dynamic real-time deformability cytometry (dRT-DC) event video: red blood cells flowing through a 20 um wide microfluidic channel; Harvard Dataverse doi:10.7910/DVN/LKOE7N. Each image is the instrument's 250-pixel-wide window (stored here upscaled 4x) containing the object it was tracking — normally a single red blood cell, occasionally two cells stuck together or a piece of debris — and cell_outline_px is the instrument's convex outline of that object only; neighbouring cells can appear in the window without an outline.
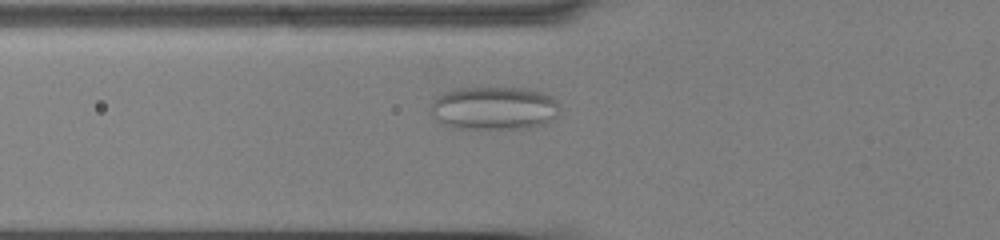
{"species": "common noctule bat (a hibernating species)", "species_latin": "Nyctalus noctula", "temperature_condition": "cold", "stored_images_in_passage": 51, "camera_frame_rate_fps": 3000, "um_per_image_px": 0.085, "animal": {"sex": "male", "body_mass_g": 13.0, "forearm_length_mm": 53.1}, "frame": {"image": 1, "passage_image": 15, "time_ms": 4.667, "image_size_px": [1000, 240], "cell_outline_px": [[560, 112], [556, 120], [544, 124], [528, 128], [456, 128], [440, 124], [432, 116], [432, 100], [436, 96], [452, 88], [528, 88], [544, 92], [552, 96], [556, 100], [560, 108]], "centroid_in_image_um": [42.03, 9.19], "position_along_channel_um": 83.8, "area_um2": 33.12}}
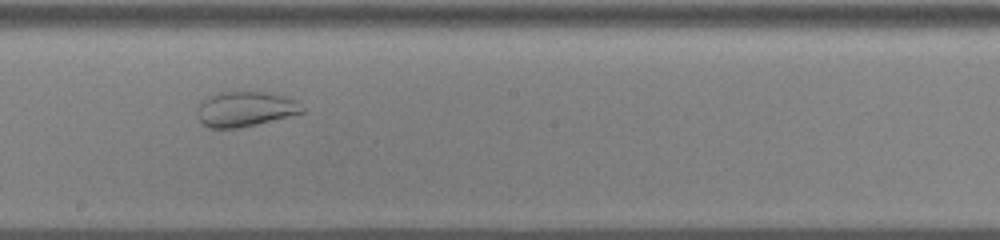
{"frame": {"image": 2, "passage_image": 27, "time_ms": 8.667, "image_size_px": [1000, 240], "cell_outline_px": [[304, 112], [240, 128], [208, 128], [200, 124], [196, 112], [200, 100], [220, 92], [264, 92], [284, 96], [296, 100], [304, 108]], "centroid_in_image_um": [20.78, 9.28], "position_along_channel_um": 227.4, "area_um2": 21.5}}
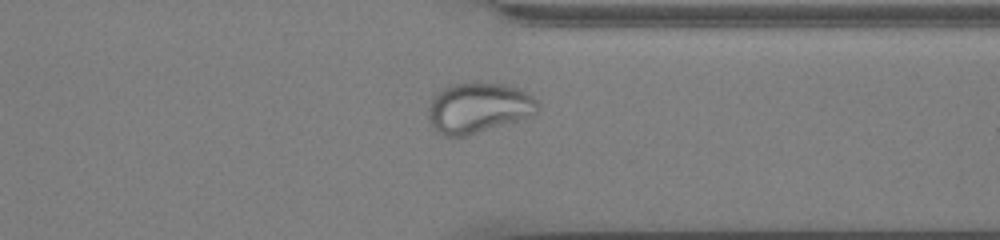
{"frame": {"image": 3, "passage_image": 39, "time_ms": 12.667, "image_size_px": [1000, 240], "cell_outline_px": [[540, 104], [536, 112], [532, 116], [468, 136], [444, 136], [436, 132], [432, 128], [428, 116], [428, 108], [432, 96], [436, 92], [452, 84], [476, 80], [504, 84], [528, 92]], "centroid_in_image_um": [40.64, 9.15], "position_along_channel_um": 370.8, "area_um2": 32.89}}